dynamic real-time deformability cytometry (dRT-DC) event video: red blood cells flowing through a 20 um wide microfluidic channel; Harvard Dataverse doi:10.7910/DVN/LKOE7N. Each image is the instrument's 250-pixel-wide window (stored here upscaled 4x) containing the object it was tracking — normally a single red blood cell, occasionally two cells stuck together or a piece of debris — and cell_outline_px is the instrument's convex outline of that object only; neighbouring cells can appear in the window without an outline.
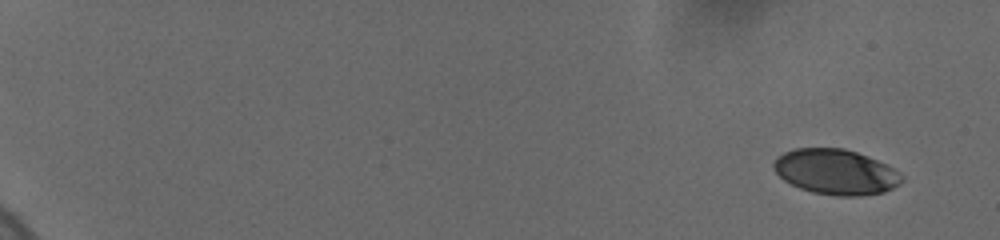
{"species": "human", "species_latin": "Homo sapiens", "temperature_condition": "cold", "stored_images_in_passage": 14, "camera_frame_rate_fps": 3000, "um_per_image_px": 0.085, "donor": {"sex": "female"}, "frame": {"image": 1, "passage_image": 1, "time_ms": 0.0, "image_size_px": [1000, 240], "cell_outline_px": [[904, 180], [900, 184], [884, 192], [860, 196], [836, 196], [812, 192], [800, 188], [784, 180], [772, 168], [772, 164], [776, 156], [784, 152], [796, 148], [844, 148], [868, 156], [900, 172], [904, 176]], "centroid_in_image_um": [71.03, 14.61], "position_along_channel_um": 14.0, "area_um2": 33.93}}
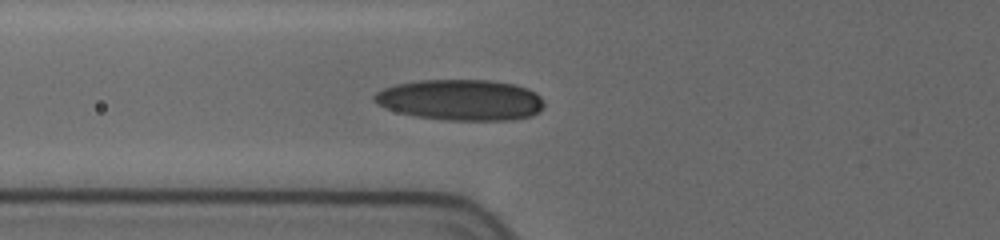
{"frame": {"image": 2, "passage_image": 12, "time_ms": 7.333, "image_size_px": [1000, 240], "cell_outline_px": [[544, 108], [540, 112], [532, 116], [508, 120], [448, 120], [416, 116], [384, 108], [376, 104], [372, 100], [372, 96], [376, 92], [384, 88], [396, 84], [420, 80], [492, 80], [516, 84], [528, 88], [536, 92], [540, 96], [544, 104]], "centroid_in_image_um": [39.18, 8.49], "position_along_channel_um": 86.6, "area_um2": 40.81}}
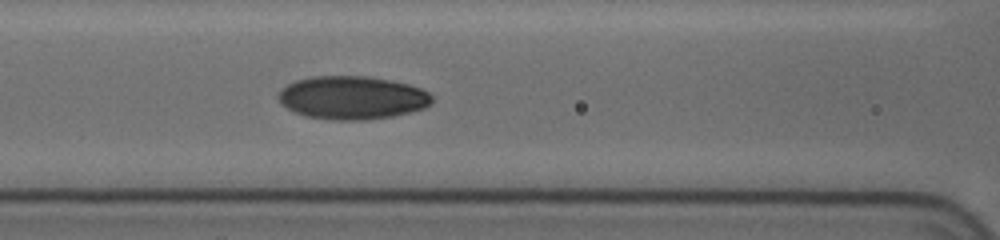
{"frame": {"image": 3, "passage_image": 14, "time_ms": 8.667, "image_size_px": [1000, 240], "cell_outline_px": [[432, 104], [424, 108], [392, 116], [368, 120], [332, 120], [304, 116], [288, 108], [280, 100], [280, 92], [288, 84], [296, 80], [312, 76], [368, 76], [392, 80], [408, 84], [420, 88], [428, 92], [432, 96]], "centroid_in_image_um": [29.98, 8.3], "position_along_channel_um": 136.6, "area_um2": 38.55}}